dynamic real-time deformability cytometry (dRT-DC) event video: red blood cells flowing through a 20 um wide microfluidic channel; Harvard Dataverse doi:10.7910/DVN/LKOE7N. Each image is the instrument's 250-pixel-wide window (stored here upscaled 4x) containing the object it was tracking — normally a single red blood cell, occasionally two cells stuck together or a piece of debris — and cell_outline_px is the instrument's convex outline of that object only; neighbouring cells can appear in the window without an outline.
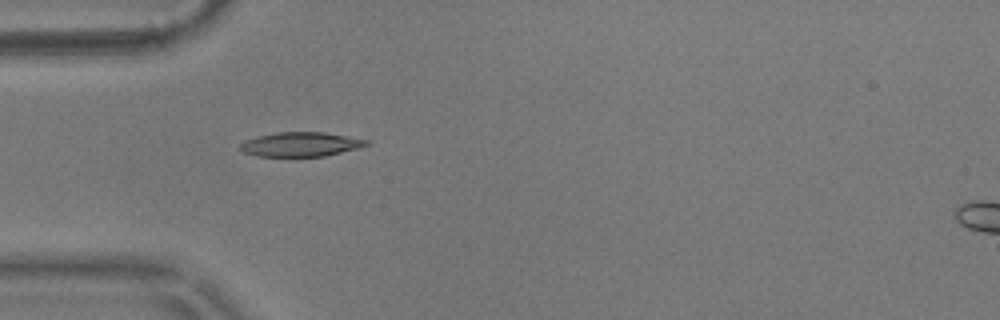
{"species": "common noctule bat (a hibernating species)", "species_latin": "Nyctalus noctula", "temperature_condition": "warm", "stored_images_in_passage": 41, "camera_frame_rate_fps": 3000, "um_per_image_px": 0.085, "animal": {"sex": "male", "body_mass_g": 17.9}, "frame": {"image": 1, "passage_image": 1, "time_ms": 0.0, "image_size_px": [1000, 320], "cell_outline_px": [[372, 140], [368, 144], [360, 148], [324, 156], [256, 156], [244, 152], [240, 148], [240, 144], [244, 140], [256, 136], [276, 132], [324, 132]], "centroid_in_image_um": [25.58, 12.26], "position_along_channel_um": 59.4, "area_um2": 18.03}}
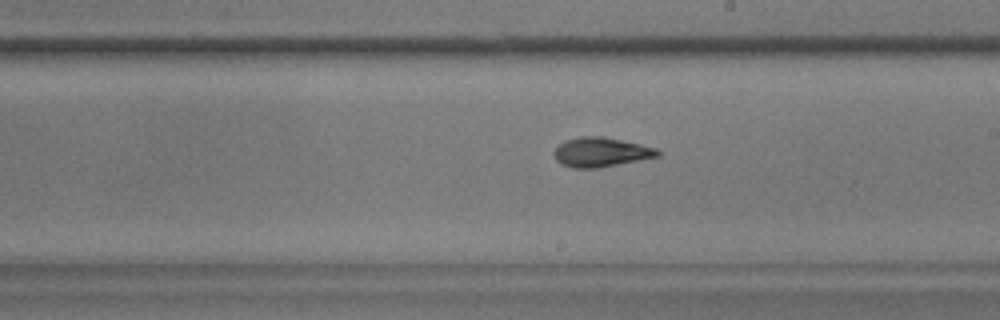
{"frame": {"image": 2, "passage_image": 16, "time_ms": 5.0, "image_size_px": [1000, 320], "cell_outline_px": [[660, 156], [600, 168], [572, 168], [560, 164], [556, 160], [552, 152], [564, 140], [580, 136], [604, 136], [640, 144], [656, 148], [660, 152]], "centroid_in_image_um": [51.05, 12.93], "position_along_channel_um": 237.9, "area_um2": 17.98}}
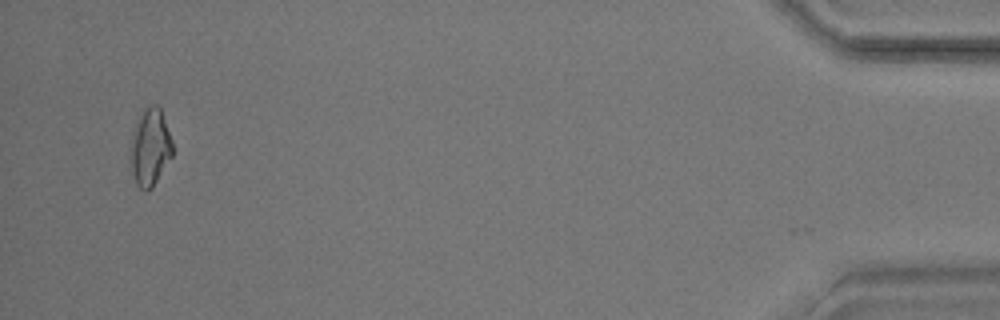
{"frame": {"image": 3, "passage_image": 38, "time_ms": 12.333, "image_size_px": [1000, 320], "cell_outline_px": [[172, 156], [152, 188], [148, 192], [144, 192], [136, 184], [132, 172], [128, 148], [132, 132], [140, 112], [144, 108], [152, 104], [156, 104], [160, 108], [172, 140]], "centroid_in_image_um": [12.72, 12.53], "position_along_channel_um": 422.5, "area_um2": 19.31}, "authors_computed_cell_mechanics": {"area_um2": 17.5134, "velocity_mm_per_s": 3.6115, "shape_relaxation_time_tau1_ms": 4.6824, "shape_relaxation_time_tau2_ms": 2.2814, "deformation_change_tau1": 0.1251, "deformation_change_tau2": 0.0882}}